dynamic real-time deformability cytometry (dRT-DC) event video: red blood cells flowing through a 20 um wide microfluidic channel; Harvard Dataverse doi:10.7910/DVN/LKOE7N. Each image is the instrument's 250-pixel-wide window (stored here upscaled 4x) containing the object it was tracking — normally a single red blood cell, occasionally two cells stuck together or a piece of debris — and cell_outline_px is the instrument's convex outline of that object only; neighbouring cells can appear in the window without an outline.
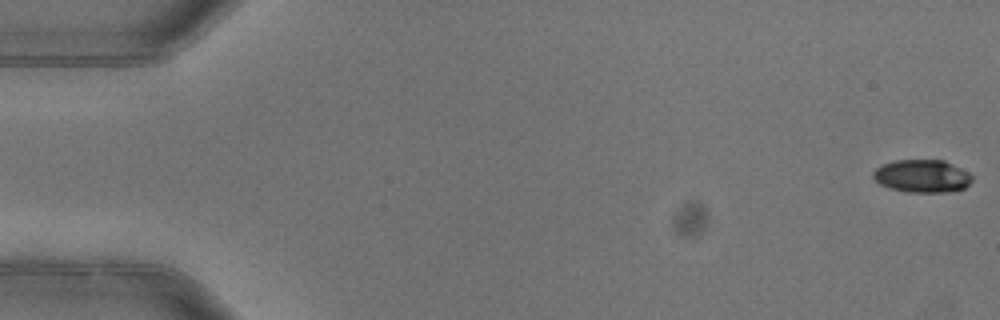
{"species": "common noctule bat (a hibernating species)", "species_latin": "Nyctalus noctula", "temperature_condition": "warm", "stored_images_in_passage": 6, "camera_frame_rate_fps": 3000, "um_per_image_px": 0.085, "animal": {"sex": "female"}, "frame": {"image": 1, "passage_image": 1, "time_ms": 0.0, "image_size_px": [1000, 320], "cell_outline_px": [[972, 180], [964, 188], [952, 192], [908, 192], [888, 188], [880, 184], [872, 176], [872, 172], [876, 168], [884, 164], [896, 160], [944, 160], [968, 172], [972, 176]], "centroid_in_image_um": [78.37, 14.97], "position_along_channel_um": 6.6, "area_um2": 18.9}}
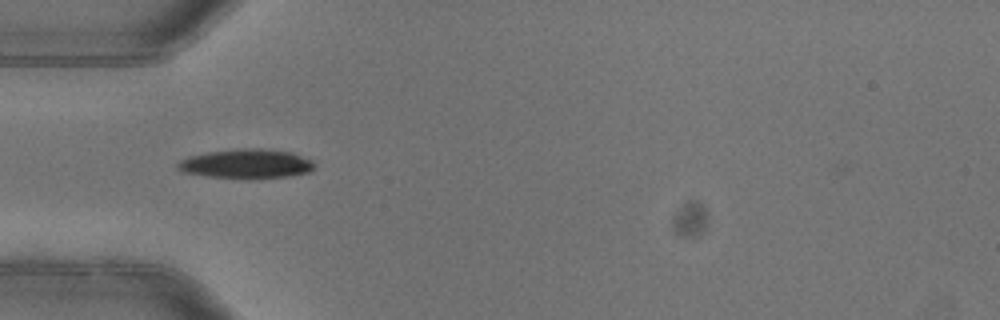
{"frame": {"image": 2, "passage_image": 5, "time_ms": 1.333, "image_size_px": [1000, 320], "cell_outline_px": [[312, 172], [288, 176], [208, 176], [180, 172], [176, 168], [176, 164], [180, 160], [188, 156], [208, 152], [240, 148], [260, 148], [292, 152], [312, 160]], "centroid_in_image_um": [20.89, 13.88], "position_along_channel_um": 64.1, "area_um2": 22.66}}
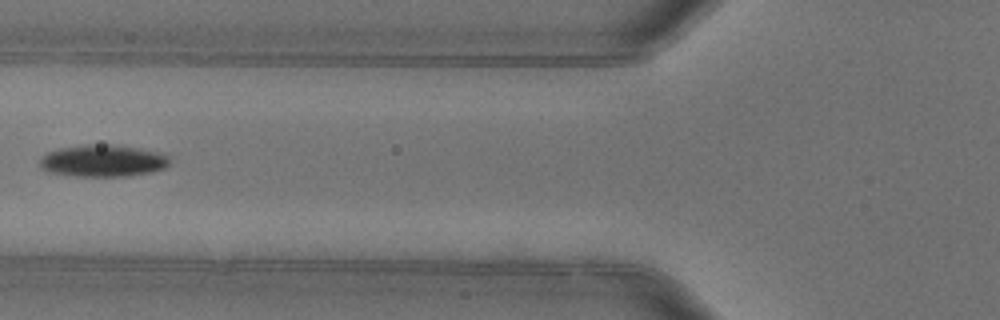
{"frame": {"image": 3, "passage_image": 6, "time_ms": 1.667, "image_size_px": [1000, 320], "cell_outline_px": [[168, 164], [164, 168], [152, 172], [128, 176], [76, 176], [48, 172], [40, 164], [40, 160], [48, 152], [60, 148], [88, 144], [120, 144], [160, 152], [168, 156]], "centroid_in_image_um": [8.79, 13.65], "position_along_channel_um": 117.0, "area_um2": 24.22}}